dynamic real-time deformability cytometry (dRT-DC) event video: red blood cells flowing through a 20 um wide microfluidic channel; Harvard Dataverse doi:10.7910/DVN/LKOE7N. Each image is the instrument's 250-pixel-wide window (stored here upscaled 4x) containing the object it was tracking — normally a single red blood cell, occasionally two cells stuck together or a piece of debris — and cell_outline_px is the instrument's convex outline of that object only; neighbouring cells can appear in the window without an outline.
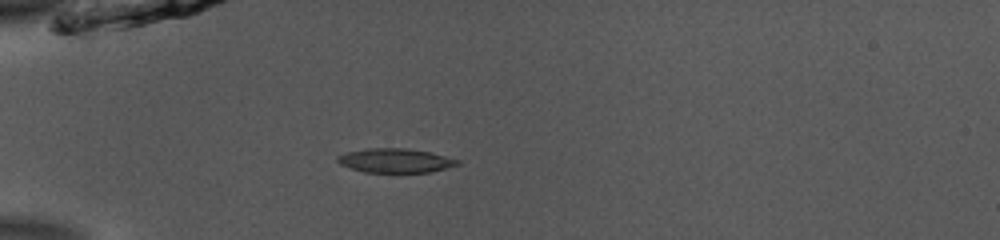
{"species": "common noctule bat (a hibernating species)", "species_latin": "Nyctalus noctula", "temperature_condition": "room temperature", "stored_images_in_passage": 52, "camera_frame_rate_fps": 3000, "um_per_image_px": 0.085, "animal": {"sex": "male", "body_mass_g": 13.0, "forearm_length_mm": 53.1}, "frame": {"image": 1, "passage_image": 16, "time_ms": 5.0, "image_size_px": [1000, 240], "cell_outline_px": [[460, 164], [432, 172], [364, 172], [340, 164], [336, 160], [336, 156], [344, 152], [368, 148], [404, 148], [428, 152], [460, 160]], "centroid_in_image_um": [33.57, 13.64], "position_along_channel_um": 51.4, "area_um2": 16.82}}
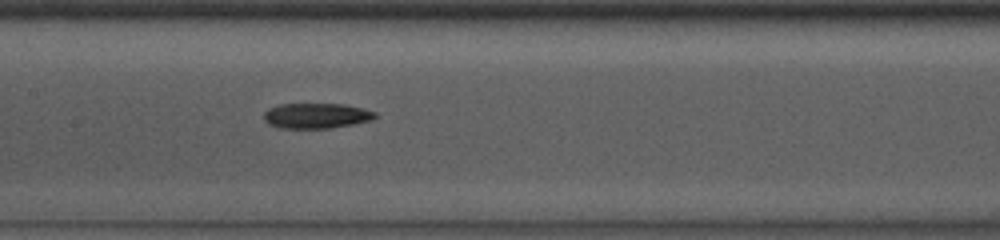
{"frame": {"image": 2, "passage_image": 27, "time_ms": 8.667, "image_size_px": [1000, 240], "cell_outline_px": [[376, 116], [372, 120], [352, 124], [328, 128], [276, 128], [268, 124], [264, 120], [264, 112], [268, 108], [280, 104], [344, 104], [364, 108], [376, 112]], "centroid_in_image_um": [26.86, 9.83], "position_along_channel_um": 180.5, "area_um2": 16.47}}
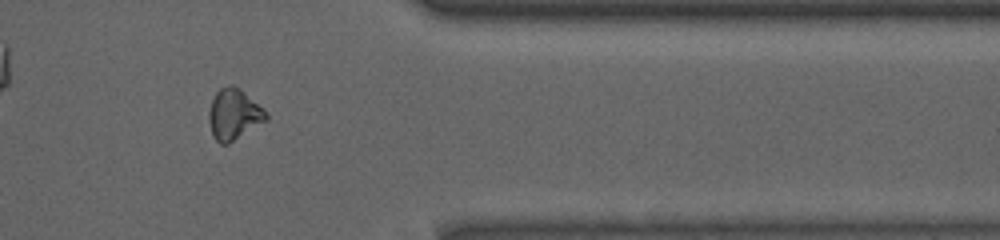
{"frame": {"image": 3, "passage_image": 44, "time_ms": 14.333, "image_size_px": [1000, 240], "cell_outline_px": [[268, 120], [228, 144], [220, 144], [212, 136], [208, 120], [208, 112], [212, 100], [216, 92], [220, 88], [232, 84], [240, 88], [268, 112]], "centroid_in_image_um": [19.88, 9.72], "position_along_channel_um": 391.5, "area_um2": 17.17}}